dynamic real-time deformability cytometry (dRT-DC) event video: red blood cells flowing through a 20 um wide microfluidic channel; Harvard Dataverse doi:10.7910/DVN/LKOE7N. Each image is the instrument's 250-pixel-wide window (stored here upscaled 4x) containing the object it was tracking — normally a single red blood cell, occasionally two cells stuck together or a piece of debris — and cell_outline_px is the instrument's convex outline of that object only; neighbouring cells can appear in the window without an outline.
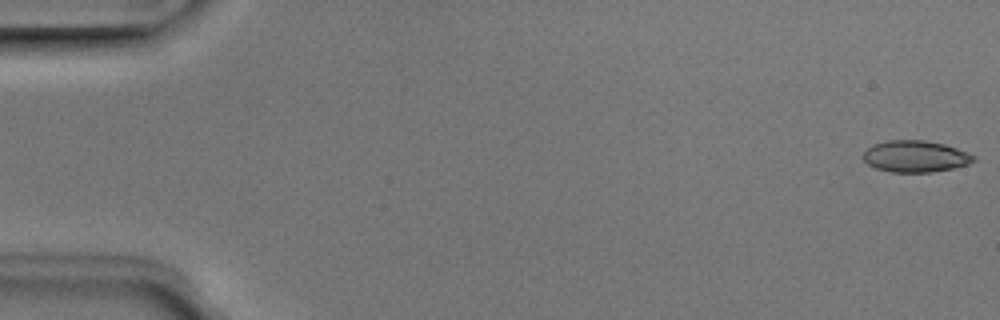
{"species": "Egyptian fruit bat (a non-hibernating species)", "species_latin": "Rousettus aegyptiacus", "temperature_condition": "room temperature", "stored_images_in_passage": 51, "camera_frame_rate_fps": 3000, "um_per_image_px": 0.085, "animal": {"sex": "male"}, "frame": {"image": 1, "passage_image": 1, "time_ms": 0.0, "image_size_px": [1000, 320], "cell_outline_px": [[976, 160], [968, 164], [952, 168], [932, 172], [892, 172], [876, 168], [868, 164], [864, 160], [864, 152], [872, 144], [888, 140], [924, 140], [944, 144], [968, 152], [976, 156]], "centroid_in_image_um": [77.82, 13.28], "position_along_channel_um": 7.2, "area_um2": 20.29}}
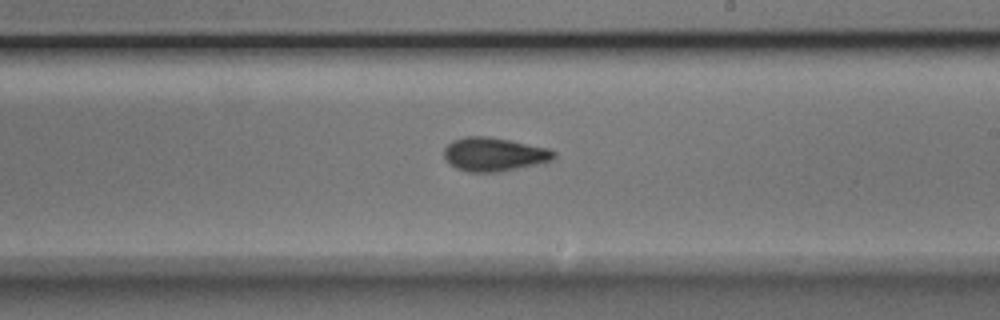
{"frame": {"image": 2, "passage_image": 30, "time_ms": 9.667, "image_size_px": [1000, 320], "cell_outline_px": [[556, 156], [552, 160], [516, 168], [496, 172], [468, 172], [456, 168], [444, 156], [444, 148], [452, 140], [464, 136], [488, 136], [512, 140], [552, 148], [556, 152]], "centroid_in_image_um": [42.02, 13.09], "position_along_channel_um": 247.0, "area_um2": 21.62}}
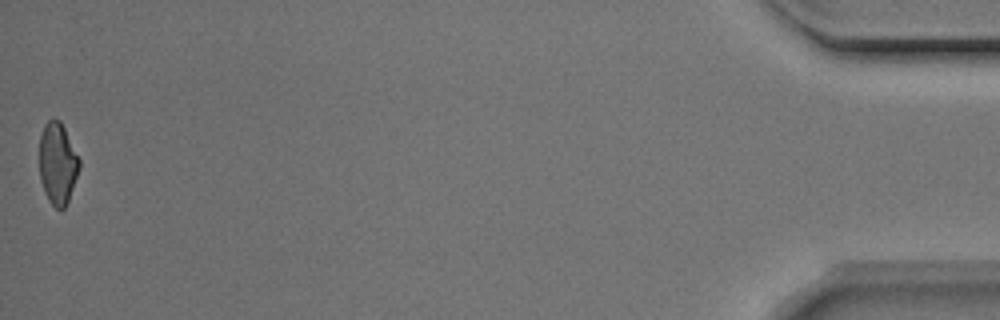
{"frame": {"image": 3, "passage_image": 51, "time_ms": 16.667, "image_size_px": [1000, 320], "cell_outline_px": [[80, 168], [68, 200], [64, 208], [56, 208], [48, 200], [44, 192], [40, 180], [40, 136], [44, 124], [48, 120], [60, 120], [80, 160]], "centroid_in_image_um": [4.89, 13.9], "position_along_channel_um": 430.3, "area_um2": 18.79}, "authors_computed_cell_mechanics": {"area_um2": 20.6346, "velocity_mm_per_s": 3.9888, "shape_relaxation_time_tau1_ms": 3.9326, "shape_relaxation_time_tau2_ms": 1.844, "deformation_change_tau1": 0.1205, "deformation_change_tau2": 0.0897}}